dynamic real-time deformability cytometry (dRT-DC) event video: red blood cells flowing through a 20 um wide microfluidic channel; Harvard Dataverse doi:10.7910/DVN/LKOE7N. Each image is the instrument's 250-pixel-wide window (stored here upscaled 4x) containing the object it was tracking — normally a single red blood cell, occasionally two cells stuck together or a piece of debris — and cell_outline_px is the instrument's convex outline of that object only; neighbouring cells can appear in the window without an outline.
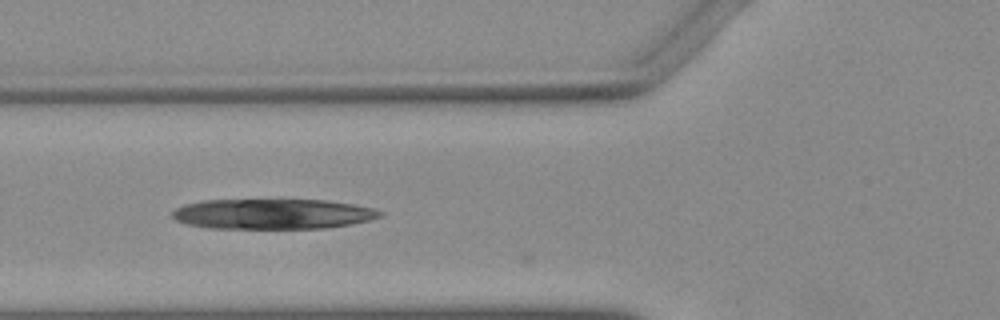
{"species": "Egyptian fruit bat (a non-hibernating species)", "species_latin": "Rousettus aegyptiacus", "temperature_condition": "warm", "stored_images_in_passage": 10, "segment_of_instrument_passage": [1, 2], "camera_frame_rate_fps": 3000, "um_per_image_px": 0.085, "animal": {"sex": "female"}, "frame": {"image": 1, "passage_image": 2, "time_ms": 0.333, "image_size_px": [1000, 320], "cell_outline_px": [[384, 212], [380, 216], [368, 220], [352, 224], [324, 228], [208, 228], [188, 224], [176, 220], [172, 216], [172, 212], [176, 208], [184, 204], [204, 200], [328, 200], [376, 208]], "centroid_in_image_um": [23.19, 18.18], "position_along_channel_um": 102.6, "area_um2": 36.53}}